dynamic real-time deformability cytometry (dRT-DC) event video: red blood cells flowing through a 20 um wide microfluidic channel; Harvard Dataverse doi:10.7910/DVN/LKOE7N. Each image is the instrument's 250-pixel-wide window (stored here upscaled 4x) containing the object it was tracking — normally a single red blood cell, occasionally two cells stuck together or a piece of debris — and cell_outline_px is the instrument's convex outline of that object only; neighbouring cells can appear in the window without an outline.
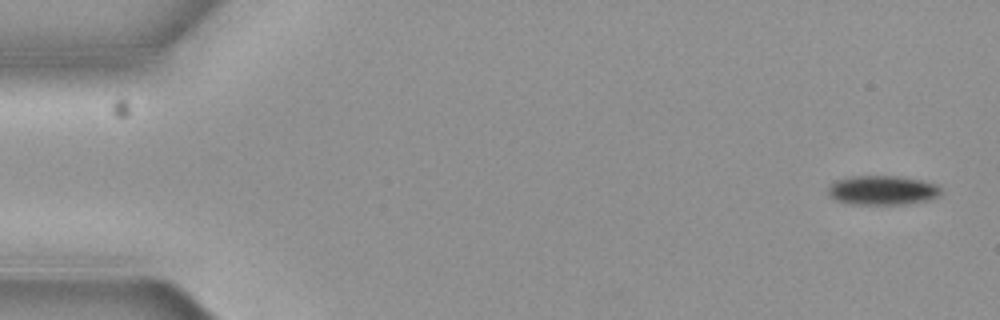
{"species": "common noctule bat (a hibernating species)", "species_latin": "Nyctalus noctula", "temperature_condition": "cold", "stored_images_in_passage": 5, "camera_frame_rate_fps": 3000, "um_per_image_px": 0.085, "animal": {"sex": "female", "body_mass_g": 19.3, "forearm_length_mm": 54.1}, "frame": {"image": 1, "passage_image": 1, "time_ms": 0.0, "image_size_px": [1000, 320], "cell_outline_px": [[940, 192], [936, 196], [924, 200], [900, 204], [852, 204], [836, 200], [828, 192], [828, 188], [836, 180], [848, 176], [904, 176], [924, 180], [936, 184], [940, 188]], "centroid_in_image_um": [74.99, 16.14], "position_along_channel_um": 10.0, "area_um2": 19.07}}
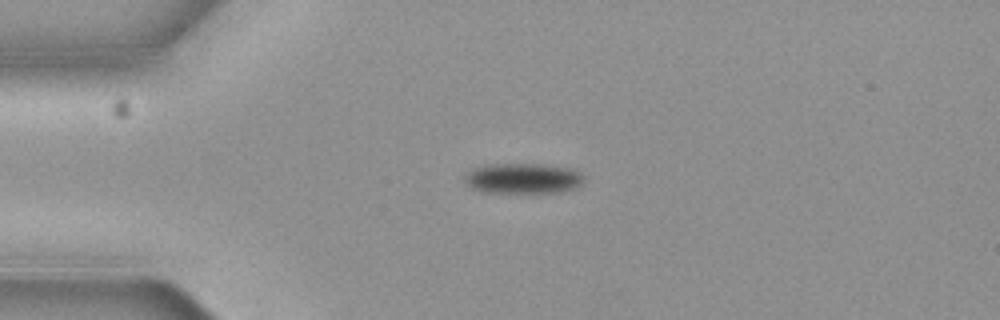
{"frame": {"image": 2, "passage_image": 4, "time_ms": 1.0, "image_size_px": [1000, 320], "cell_outline_px": [[584, 180], [576, 188], [560, 192], [484, 192], [472, 188], [464, 180], [464, 176], [468, 172], [476, 168], [492, 164], [544, 164], [572, 168], [580, 172], [584, 176]], "centroid_in_image_um": [44.51, 15.16], "position_along_channel_um": 40.5, "area_um2": 21.04}}